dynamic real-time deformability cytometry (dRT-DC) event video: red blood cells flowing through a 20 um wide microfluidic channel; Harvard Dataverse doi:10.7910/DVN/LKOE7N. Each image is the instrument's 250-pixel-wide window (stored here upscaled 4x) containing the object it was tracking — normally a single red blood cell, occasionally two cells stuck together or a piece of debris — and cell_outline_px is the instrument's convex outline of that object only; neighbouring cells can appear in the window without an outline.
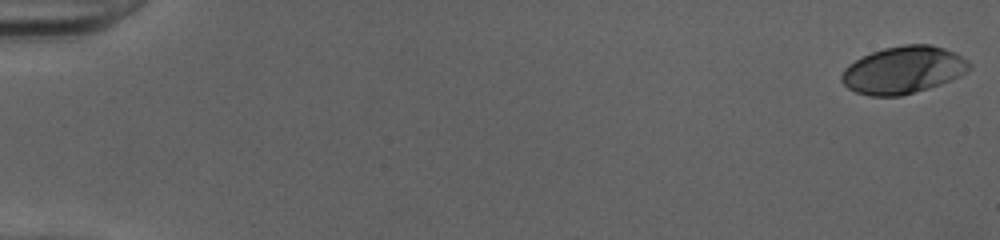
{"species": "human", "species_latin": "Homo sapiens", "temperature_condition": "cold", "stored_images_in_passage": 52, "camera_frame_rate_fps": 3000, "um_per_image_px": 0.085, "donor": {"sex": "female"}, "frame": {"image": 1, "passage_image": 1, "time_ms": 0.0, "image_size_px": [1000, 240], "cell_outline_px": [[972, 68], [960, 76], [940, 84], [928, 88], [900, 96], [872, 96], [856, 92], [848, 88], [840, 80], [840, 76], [844, 68], [848, 64], [872, 52], [884, 48], [904, 44], [928, 44], [944, 48], [956, 52], [964, 56], [972, 64]], "centroid_in_image_um": [76.8, 5.94], "position_along_channel_um": 8.2, "area_um2": 35.32}}
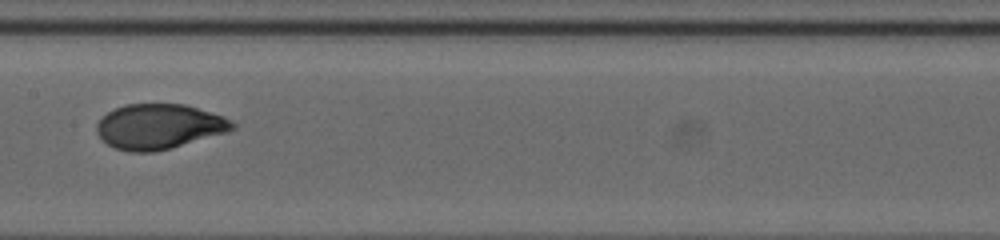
{"frame": {"image": 2, "passage_image": 28, "time_ms": 9.0, "image_size_px": [1000, 240], "cell_outline_px": [[236, 128], [228, 132], [172, 148], [152, 152], [128, 152], [116, 148], [108, 144], [96, 132], [96, 124], [108, 112], [124, 104], [184, 104], [232, 120], [236, 124]], "centroid_in_image_um": [13.52, 10.77], "position_along_channel_um": 193.9, "area_um2": 35.43}}
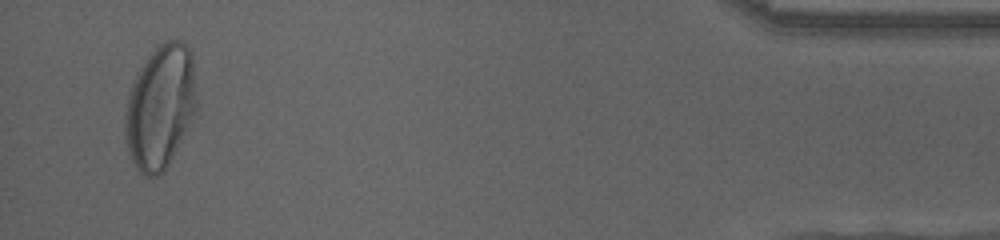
{"frame": {"image": 3, "passage_image": 50, "time_ms": 16.333, "image_size_px": [1000, 240], "cell_outline_px": [[196, 108], [164, 172], [156, 176], [144, 176], [136, 168], [128, 152], [124, 132], [124, 116], [128, 92], [136, 72], [156, 44], [164, 40], [180, 40], [188, 44], [192, 52], [196, 100]], "centroid_in_image_um": [13.58, 9.02], "position_along_channel_um": 421.6, "area_um2": 51.79}, "authors_computed_cell_mechanics": {"area_um2": 35.4314, "velocity_mm_per_s": 4.0378, "shape_relaxation_time_tau1_ms": 4.5498, "shape_relaxation_time_tau2_ms": null, "deformation_change_tau1": 0.2051, "deformation_change_tau2": null}}